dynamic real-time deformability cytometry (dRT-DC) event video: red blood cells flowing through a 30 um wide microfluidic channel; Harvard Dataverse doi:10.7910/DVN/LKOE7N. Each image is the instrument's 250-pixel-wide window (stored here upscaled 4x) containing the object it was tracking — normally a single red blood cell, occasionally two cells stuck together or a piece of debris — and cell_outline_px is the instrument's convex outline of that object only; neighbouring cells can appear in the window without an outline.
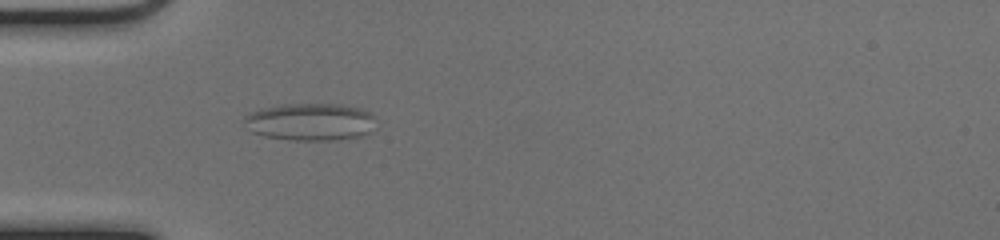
{"species": "common noctule bat (a hibernating species)", "species_latin": "Nyctalus noctula", "temperature_condition": "cold", "stored_images_in_passage": 38, "camera_frame_rate_fps": 3000, "um_per_image_px": 0.085, "animal": {"sex": "female", "body_mass_g": 17.0, "forearm_length_mm": 48.0}, "frame": {"image": 1, "passage_image": 1, "time_ms": 0.0, "image_size_px": [1000, 240], "cell_outline_px": [[372, 116], [368, 132], [360, 136], [340, 140], [288, 140], [264, 136], [252, 132], [244, 120], [244, 116], [248, 112], [260, 108], [280, 104], [340, 104], [360, 108], [368, 112]], "centroid_in_image_um": [26.28, 10.35], "position_along_channel_um": 58.7, "area_um2": 28.5}}
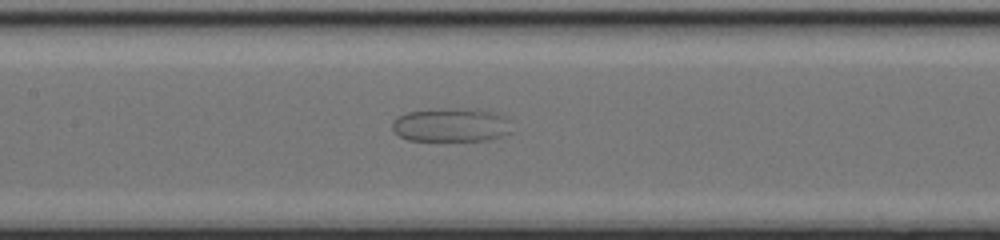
{"frame": {"image": 2, "passage_image": 10, "time_ms": 3.0, "image_size_px": [1000, 240], "cell_outline_px": [[512, 132], [488, 140], [408, 140], [400, 136], [392, 128], [392, 124], [400, 116], [408, 112], [432, 108], [476, 108], [492, 112], [504, 116], [512, 120]], "centroid_in_image_um": [38.42, 10.6], "position_along_channel_um": 169.0, "area_um2": 23.76}}
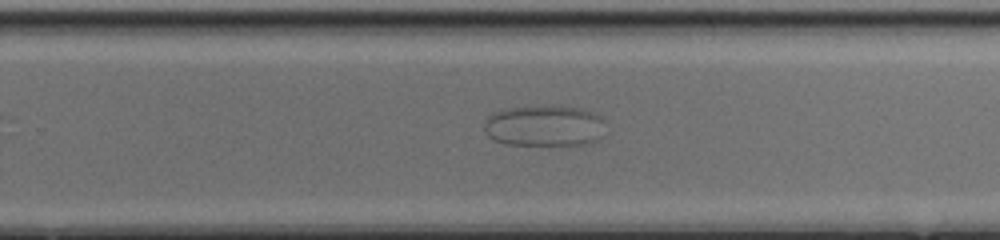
{"frame": {"image": 3, "passage_image": 19, "time_ms": 6.0, "image_size_px": [1000, 240], "cell_outline_px": [[600, 136], [596, 140], [584, 144], [504, 144], [488, 136], [484, 132], [484, 124], [488, 116], [492, 112], [500, 108], [580, 108], [592, 112], [600, 116]], "centroid_in_image_um": [46.15, 10.71], "position_along_channel_um": 283.6, "area_um2": 27.92}}